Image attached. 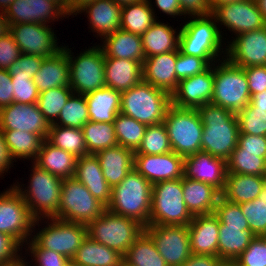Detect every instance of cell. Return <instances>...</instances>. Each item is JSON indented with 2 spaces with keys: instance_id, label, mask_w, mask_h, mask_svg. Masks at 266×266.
I'll return each instance as SVG.
<instances>
[{
  "instance_id": "obj_70",
  "label": "cell",
  "mask_w": 266,
  "mask_h": 266,
  "mask_svg": "<svg viewBox=\"0 0 266 266\" xmlns=\"http://www.w3.org/2000/svg\"><path fill=\"white\" fill-rule=\"evenodd\" d=\"M15 0H0V12H5V10L9 7L11 3Z\"/></svg>"
},
{
  "instance_id": "obj_9",
  "label": "cell",
  "mask_w": 266,
  "mask_h": 266,
  "mask_svg": "<svg viewBox=\"0 0 266 266\" xmlns=\"http://www.w3.org/2000/svg\"><path fill=\"white\" fill-rule=\"evenodd\" d=\"M163 123L172 151L183 157L201 151L203 124L197 109L170 105Z\"/></svg>"
},
{
  "instance_id": "obj_60",
  "label": "cell",
  "mask_w": 266,
  "mask_h": 266,
  "mask_svg": "<svg viewBox=\"0 0 266 266\" xmlns=\"http://www.w3.org/2000/svg\"><path fill=\"white\" fill-rule=\"evenodd\" d=\"M182 14L186 18L209 16L212 14L208 0H178Z\"/></svg>"
},
{
  "instance_id": "obj_11",
  "label": "cell",
  "mask_w": 266,
  "mask_h": 266,
  "mask_svg": "<svg viewBox=\"0 0 266 266\" xmlns=\"http://www.w3.org/2000/svg\"><path fill=\"white\" fill-rule=\"evenodd\" d=\"M70 63V87L73 93L86 95L105 87V55L99 44L93 45L76 57L71 48L64 45Z\"/></svg>"
},
{
  "instance_id": "obj_14",
  "label": "cell",
  "mask_w": 266,
  "mask_h": 266,
  "mask_svg": "<svg viewBox=\"0 0 266 266\" xmlns=\"http://www.w3.org/2000/svg\"><path fill=\"white\" fill-rule=\"evenodd\" d=\"M144 231L168 266H182L192 255L188 226L148 225Z\"/></svg>"
},
{
  "instance_id": "obj_42",
  "label": "cell",
  "mask_w": 266,
  "mask_h": 266,
  "mask_svg": "<svg viewBox=\"0 0 266 266\" xmlns=\"http://www.w3.org/2000/svg\"><path fill=\"white\" fill-rule=\"evenodd\" d=\"M82 130L88 154L118 145L114 123L88 121Z\"/></svg>"
},
{
  "instance_id": "obj_53",
  "label": "cell",
  "mask_w": 266,
  "mask_h": 266,
  "mask_svg": "<svg viewBox=\"0 0 266 266\" xmlns=\"http://www.w3.org/2000/svg\"><path fill=\"white\" fill-rule=\"evenodd\" d=\"M234 266H266V241L256 236L233 262Z\"/></svg>"
},
{
  "instance_id": "obj_47",
  "label": "cell",
  "mask_w": 266,
  "mask_h": 266,
  "mask_svg": "<svg viewBox=\"0 0 266 266\" xmlns=\"http://www.w3.org/2000/svg\"><path fill=\"white\" fill-rule=\"evenodd\" d=\"M171 151L167 129L162 122L147 126L141 144L134 154L159 155Z\"/></svg>"
},
{
  "instance_id": "obj_46",
  "label": "cell",
  "mask_w": 266,
  "mask_h": 266,
  "mask_svg": "<svg viewBox=\"0 0 266 266\" xmlns=\"http://www.w3.org/2000/svg\"><path fill=\"white\" fill-rule=\"evenodd\" d=\"M226 164L227 173L266 176V160L261 153L231 152Z\"/></svg>"
},
{
  "instance_id": "obj_3",
  "label": "cell",
  "mask_w": 266,
  "mask_h": 266,
  "mask_svg": "<svg viewBox=\"0 0 266 266\" xmlns=\"http://www.w3.org/2000/svg\"><path fill=\"white\" fill-rule=\"evenodd\" d=\"M31 168L27 187L19 182L13 183L12 186L24 198L36 219L54 218L59 211L63 179L40 168L34 162Z\"/></svg>"
},
{
  "instance_id": "obj_63",
  "label": "cell",
  "mask_w": 266,
  "mask_h": 266,
  "mask_svg": "<svg viewBox=\"0 0 266 266\" xmlns=\"http://www.w3.org/2000/svg\"><path fill=\"white\" fill-rule=\"evenodd\" d=\"M154 5L159 9L162 13L172 16L173 18L177 16H182L181 7L178 0H155Z\"/></svg>"
},
{
  "instance_id": "obj_24",
  "label": "cell",
  "mask_w": 266,
  "mask_h": 266,
  "mask_svg": "<svg viewBox=\"0 0 266 266\" xmlns=\"http://www.w3.org/2000/svg\"><path fill=\"white\" fill-rule=\"evenodd\" d=\"M176 61L177 51L145 58L142 64L143 81L171 95L179 82L176 77Z\"/></svg>"
},
{
  "instance_id": "obj_12",
  "label": "cell",
  "mask_w": 266,
  "mask_h": 266,
  "mask_svg": "<svg viewBox=\"0 0 266 266\" xmlns=\"http://www.w3.org/2000/svg\"><path fill=\"white\" fill-rule=\"evenodd\" d=\"M105 210L106 206L97 200L75 177L63 179L59 211L54 218L88 224Z\"/></svg>"
},
{
  "instance_id": "obj_59",
  "label": "cell",
  "mask_w": 266,
  "mask_h": 266,
  "mask_svg": "<svg viewBox=\"0 0 266 266\" xmlns=\"http://www.w3.org/2000/svg\"><path fill=\"white\" fill-rule=\"evenodd\" d=\"M251 97L266 91V65L244 68Z\"/></svg>"
},
{
  "instance_id": "obj_52",
  "label": "cell",
  "mask_w": 266,
  "mask_h": 266,
  "mask_svg": "<svg viewBox=\"0 0 266 266\" xmlns=\"http://www.w3.org/2000/svg\"><path fill=\"white\" fill-rule=\"evenodd\" d=\"M214 215L219 223L228 225V227H249L240 204L231 203L222 196L218 199Z\"/></svg>"
},
{
  "instance_id": "obj_35",
  "label": "cell",
  "mask_w": 266,
  "mask_h": 266,
  "mask_svg": "<svg viewBox=\"0 0 266 266\" xmlns=\"http://www.w3.org/2000/svg\"><path fill=\"white\" fill-rule=\"evenodd\" d=\"M266 184V176L227 173L222 197L235 204L253 201Z\"/></svg>"
},
{
  "instance_id": "obj_37",
  "label": "cell",
  "mask_w": 266,
  "mask_h": 266,
  "mask_svg": "<svg viewBox=\"0 0 266 266\" xmlns=\"http://www.w3.org/2000/svg\"><path fill=\"white\" fill-rule=\"evenodd\" d=\"M72 261L81 266H123V255L87 236Z\"/></svg>"
},
{
  "instance_id": "obj_49",
  "label": "cell",
  "mask_w": 266,
  "mask_h": 266,
  "mask_svg": "<svg viewBox=\"0 0 266 266\" xmlns=\"http://www.w3.org/2000/svg\"><path fill=\"white\" fill-rule=\"evenodd\" d=\"M239 130L242 134L266 136V112L247 105L237 114Z\"/></svg>"
},
{
  "instance_id": "obj_67",
  "label": "cell",
  "mask_w": 266,
  "mask_h": 266,
  "mask_svg": "<svg viewBox=\"0 0 266 266\" xmlns=\"http://www.w3.org/2000/svg\"><path fill=\"white\" fill-rule=\"evenodd\" d=\"M10 31L8 20L5 18L3 12H0V38L6 35Z\"/></svg>"
},
{
  "instance_id": "obj_36",
  "label": "cell",
  "mask_w": 266,
  "mask_h": 266,
  "mask_svg": "<svg viewBox=\"0 0 266 266\" xmlns=\"http://www.w3.org/2000/svg\"><path fill=\"white\" fill-rule=\"evenodd\" d=\"M256 237L250 227H228L219 223L218 258L234 262Z\"/></svg>"
},
{
  "instance_id": "obj_22",
  "label": "cell",
  "mask_w": 266,
  "mask_h": 266,
  "mask_svg": "<svg viewBox=\"0 0 266 266\" xmlns=\"http://www.w3.org/2000/svg\"><path fill=\"white\" fill-rule=\"evenodd\" d=\"M183 176L210 184L222 193L226 186V160L207 152L199 151L184 157Z\"/></svg>"
},
{
  "instance_id": "obj_4",
  "label": "cell",
  "mask_w": 266,
  "mask_h": 266,
  "mask_svg": "<svg viewBox=\"0 0 266 266\" xmlns=\"http://www.w3.org/2000/svg\"><path fill=\"white\" fill-rule=\"evenodd\" d=\"M188 18L190 20L180 27L179 51L203 59H224L226 48L222 43H225L215 17L210 14Z\"/></svg>"
},
{
  "instance_id": "obj_66",
  "label": "cell",
  "mask_w": 266,
  "mask_h": 266,
  "mask_svg": "<svg viewBox=\"0 0 266 266\" xmlns=\"http://www.w3.org/2000/svg\"><path fill=\"white\" fill-rule=\"evenodd\" d=\"M92 1L95 0H68V16H74L80 8Z\"/></svg>"
},
{
  "instance_id": "obj_39",
  "label": "cell",
  "mask_w": 266,
  "mask_h": 266,
  "mask_svg": "<svg viewBox=\"0 0 266 266\" xmlns=\"http://www.w3.org/2000/svg\"><path fill=\"white\" fill-rule=\"evenodd\" d=\"M123 266L168 265L159 254L152 238L143 231L123 255Z\"/></svg>"
},
{
  "instance_id": "obj_58",
  "label": "cell",
  "mask_w": 266,
  "mask_h": 266,
  "mask_svg": "<svg viewBox=\"0 0 266 266\" xmlns=\"http://www.w3.org/2000/svg\"><path fill=\"white\" fill-rule=\"evenodd\" d=\"M232 152L261 153L266 160V136L239 133L237 147Z\"/></svg>"
},
{
  "instance_id": "obj_27",
  "label": "cell",
  "mask_w": 266,
  "mask_h": 266,
  "mask_svg": "<svg viewBox=\"0 0 266 266\" xmlns=\"http://www.w3.org/2000/svg\"><path fill=\"white\" fill-rule=\"evenodd\" d=\"M70 63L62 48L55 55L45 57L39 71L32 78L39 93L57 87L70 86Z\"/></svg>"
},
{
  "instance_id": "obj_23",
  "label": "cell",
  "mask_w": 266,
  "mask_h": 266,
  "mask_svg": "<svg viewBox=\"0 0 266 266\" xmlns=\"http://www.w3.org/2000/svg\"><path fill=\"white\" fill-rule=\"evenodd\" d=\"M122 5L113 0H95L80 8L77 14L86 13L89 27L97 38L103 39L120 29Z\"/></svg>"
},
{
  "instance_id": "obj_26",
  "label": "cell",
  "mask_w": 266,
  "mask_h": 266,
  "mask_svg": "<svg viewBox=\"0 0 266 266\" xmlns=\"http://www.w3.org/2000/svg\"><path fill=\"white\" fill-rule=\"evenodd\" d=\"M74 177L107 207L111 199L112 187L105 180L95 154H88L77 159Z\"/></svg>"
},
{
  "instance_id": "obj_45",
  "label": "cell",
  "mask_w": 266,
  "mask_h": 266,
  "mask_svg": "<svg viewBox=\"0 0 266 266\" xmlns=\"http://www.w3.org/2000/svg\"><path fill=\"white\" fill-rule=\"evenodd\" d=\"M72 93L70 86L48 89L39 93L37 106L50 125L57 120L61 109Z\"/></svg>"
},
{
  "instance_id": "obj_1",
  "label": "cell",
  "mask_w": 266,
  "mask_h": 266,
  "mask_svg": "<svg viewBox=\"0 0 266 266\" xmlns=\"http://www.w3.org/2000/svg\"><path fill=\"white\" fill-rule=\"evenodd\" d=\"M197 110L203 124L201 151L227 160L238 143L237 115L212 103L204 104Z\"/></svg>"
},
{
  "instance_id": "obj_30",
  "label": "cell",
  "mask_w": 266,
  "mask_h": 266,
  "mask_svg": "<svg viewBox=\"0 0 266 266\" xmlns=\"http://www.w3.org/2000/svg\"><path fill=\"white\" fill-rule=\"evenodd\" d=\"M107 183L113 188L134 168V152L116 145L95 154Z\"/></svg>"
},
{
  "instance_id": "obj_18",
  "label": "cell",
  "mask_w": 266,
  "mask_h": 266,
  "mask_svg": "<svg viewBox=\"0 0 266 266\" xmlns=\"http://www.w3.org/2000/svg\"><path fill=\"white\" fill-rule=\"evenodd\" d=\"M49 122L40 112L37 103L22 104L13 102L0 109V130H20L38 134L47 139Z\"/></svg>"
},
{
  "instance_id": "obj_44",
  "label": "cell",
  "mask_w": 266,
  "mask_h": 266,
  "mask_svg": "<svg viewBox=\"0 0 266 266\" xmlns=\"http://www.w3.org/2000/svg\"><path fill=\"white\" fill-rule=\"evenodd\" d=\"M89 121L85 95L72 93L61 109L57 120L51 125L80 128Z\"/></svg>"
},
{
  "instance_id": "obj_50",
  "label": "cell",
  "mask_w": 266,
  "mask_h": 266,
  "mask_svg": "<svg viewBox=\"0 0 266 266\" xmlns=\"http://www.w3.org/2000/svg\"><path fill=\"white\" fill-rule=\"evenodd\" d=\"M24 247H26L25 252L27 251L26 253L29 256L31 255V258L33 257L32 260L34 259L35 261L33 266H66L70 262V259L66 256H63L55 251L42 249L32 238L25 244ZM25 260L26 256L21 258V265L31 266V264Z\"/></svg>"
},
{
  "instance_id": "obj_31",
  "label": "cell",
  "mask_w": 266,
  "mask_h": 266,
  "mask_svg": "<svg viewBox=\"0 0 266 266\" xmlns=\"http://www.w3.org/2000/svg\"><path fill=\"white\" fill-rule=\"evenodd\" d=\"M105 57L135 60L144 63L145 53L140 35L119 29L101 40Z\"/></svg>"
},
{
  "instance_id": "obj_29",
  "label": "cell",
  "mask_w": 266,
  "mask_h": 266,
  "mask_svg": "<svg viewBox=\"0 0 266 266\" xmlns=\"http://www.w3.org/2000/svg\"><path fill=\"white\" fill-rule=\"evenodd\" d=\"M105 84L123 92L143 80L142 63L135 60L105 57Z\"/></svg>"
},
{
  "instance_id": "obj_56",
  "label": "cell",
  "mask_w": 266,
  "mask_h": 266,
  "mask_svg": "<svg viewBox=\"0 0 266 266\" xmlns=\"http://www.w3.org/2000/svg\"><path fill=\"white\" fill-rule=\"evenodd\" d=\"M22 250L12 237L0 232V266H19L23 257Z\"/></svg>"
},
{
  "instance_id": "obj_20",
  "label": "cell",
  "mask_w": 266,
  "mask_h": 266,
  "mask_svg": "<svg viewBox=\"0 0 266 266\" xmlns=\"http://www.w3.org/2000/svg\"><path fill=\"white\" fill-rule=\"evenodd\" d=\"M214 64L204 72L179 80L171 94V104L179 108L198 109L211 103L213 97Z\"/></svg>"
},
{
  "instance_id": "obj_68",
  "label": "cell",
  "mask_w": 266,
  "mask_h": 266,
  "mask_svg": "<svg viewBox=\"0 0 266 266\" xmlns=\"http://www.w3.org/2000/svg\"><path fill=\"white\" fill-rule=\"evenodd\" d=\"M242 0H208L211 11H213L217 6L227 3L239 2Z\"/></svg>"
},
{
  "instance_id": "obj_21",
  "label": "cell",
  "mask_w": 266,
  "mask_h": 266,
  "mask_svg": "<svg viewBox=\"0 0 266 266\" xmlns=\"http://www.w3.org/2000/svg\"><path fill=\"white\" fill-rule=\"evenodd\" d=\"M134 169L152 185L183 177L184 157L174 151L159 154H134Z\"/></svg>"
},
{
  "instance_id": "obj_64",
  "label": "cell",
  "mask_w": 266,
  "mask_h": 266,
  "mask_svg": "<svg viewBox=\"0 0 266 266\" xmlns=\"http://www.w3.org/2000/svg\"><path fill=\"white\" fill-rule=\"evenodd\" d=\"M221 263L222 261L213 255L192 254L182 266H219Z\"/></svg>"
},
{
  "instance_id": "obj_73",
  "label": "cell",
  "mask_w": 266,
  "mask_h": 266,
  "mask_svg": "<svg viewBox=\"0 0 266 266\" xmlns=\"http://www.w3.org/2000/svg\"><path fill=\"white\" fill-rule=\"evenodd\" d=\"M219 266H234L233 262H222Z\"/></svg>"
},
{
  "instance_id": "obj_28",
  "label": "cell",
  "mask_w": 266,
  "mask_h": 266,
  "mask_svg": "<svg viewBox=\"0 0 266 266\" xmlns=\"http://www.w3.org/2000/svg\"><path fill=\"white\" fill-rule=\"evenodd\" d=\"M183 198L189 212L195 215L213 214L222 193L214 186L182 177Z\"/></svg>"
},
{
  "instance_id": "obj_8",
  "label": "cell",
  "mask_w": 266,
  "mask_h": 266,
  "mask_svg": "<svg viewBox=\"0 0 266 266\" xmlns=\"http://www.w3.org/2000/svg\"><path fill=\"white\" fill-rule=\"evenodd\" d=\"M143 231L144 226L138 221L114 214L107 209L87 224V236L122 255Z\"/></svg>"
},
{
  "instance_id": "obj_41",
  "label": "cell",
  "mask_w": 266,
  "mask_h": 266,
  "mask_svg": "<svg viewBox=\"0 0 266 266\" xmlns=\"http://www.w3.org/2000/svg\"><path fill=\"white\" fill-rule=\"evenodd\" d=\"M46 140L53 146L61 148L77 158L88 155L84 133L80 128L50 125Z\"/></svg>"
},
{
  "instance_id": "obj_62",
  "label": "cell",
  "mask_w": 266,
  "mask_h": 266,
  "mask_svg": "<svg viewBox=\"0 0 266 266\" xmlns=\"http://www.w3.org/2000/svg\"><path fill=\"white\" fill-rule=\"evenodd\" d=\"M14 159L11 157L8 146L5 142V137L2 130H0V177L6 172L8 173L9 168L13 167Z\"/></svg>"
},
{
  "instance_id": "obj_15",
  "label": "cell",
  "mask_w": 266,
  "mask_h": 266,
  "mask_svg": "<svg viewBox=\"0 0 266 266\" xmlns=\"http://www.w3.org/2000/svg\"><path fill=\"white\" fill-rule=\"evenodd\" d=\"M212 15L215 17L219 28H221L219 32L222 37L224 35L223 27H226L236 36L266 26L255 0H242L219 5L212 11ZM222 25L223 27H221Z\"/></svg>"
},
{
  "instance_id": "obj_57",
  "label": "cell",
  "mask_w": 266,
  "mask_h": 266,
  "mask_svg": "<svg viewBox=\"0 0 266 266\" xmlns=\"http://www.w3.org/2000/svg\"><path fill=\"white\" fill-rule=\"evenodd\" d=\"M21 54L10 32L0 38V69L8 70Z\"/></svg>"
},
{
  "instance_id": "obj_61",
  "label": "cell",
  "mask_w": 266,
  "mask_h": 266,
  "mask_svg": "<svg viewBox=\"0 0 266 266\" xmlns=\"http://www.w3.org/2000/svg\"><path fill=\"white\" fill-rule=\"evenodd\" d=\"M13 103V85L6 69H0V109Z\"/></svg>"
},
{
  "instance_id": "obj_51",
  "label": "cell",
  "mask_w": 266,
  "mask_h": 266,
  "mask_svg": "<svg viewBox=\"0 0 266 266\" xmlns=\"http://www.w3.org/2000/svg\"><path fill=\"white\" fill-rule=\"evenodd\" d=\"M219 60L222 59H203L197 56L185 55L178 50L175 64L176 77L181 80L200 74Z\"/></svg>"
},
{
  "instance_id": "obj_48",
  "label": "cell",
  "mask_w": 266,
  "mask_h": 266,
  "mask_svg": "<svg viewBox=\"0 0 266 266\" xmlns=\"http://www.w3.org/2000/svg\"><path fill=\"white\" fill-rule=\"evenodd\" d=\"M242 213L247 219L250 230L256 236L266 234V184L257 198L253 201L240 204Z\"/></svg>"
},
{
  "instance_id": "obj_74",
  "label": "cell",
  "mask_w": 266,
  "mask_h": 266,
  "mask_svg": "<svg viewBox=\"0 0 266 266\" xmlns=\"http://www.w3.org/2000/svg\"><path fill=\"white\" fill-rule=\"evenodd\" d=\"M66 266H81V265H77L72 260H70V262Z\"/></svg>"
},
{
  "instance_id": "obj_25",
  "label": "cell",
  "mask_w": 266,
  "mask_h": 266,
  "mask_svg": "<svg viewBox=\"0 0 266 266\" xmlns=\"http://www.w3.org/2000/svg\"><path fill=\"white\" fill-rule=\"evenodd\" d=\"M188 231L192 254L218 257L219 220L214 213L195 215L188 225Z\"/></svg>"
},
{
  "instance_id": "obj_38",
  "label": "cell",
  "mask_w": 266,
  "mask_h": 266,
  "mask_svg": "<svg viewBox=\"0 0 266 266\" xmlns=\"http://www.w3.org/2000/svg\"><path fill=\"white\" fill-rule=\"evenodd\" d=\"M152 4V0H142L122 5L120 29L142 36L158 20Z\"/></svg>"
},
{
  "instance_id": "obj_69",
  "label": "cell",
  "mask_w": 266,
  "mask_h": 266,
  "mask_svg": "<svg viewBox=\"0 0 266 266\" xmlns=\"http://www.w3.org/2000/svg\"><path fill=\"white\" fill-rule=\"evenodd\" d=\"M255 2L262 14L264 21L266 22V0H255Z\"/></svg>"
},
{
  "instance_id": "obj_16",
  "label": "cell",
  "mask_w": 266,
  "mask_h": 266,
  "mask_svg": "<svg viewBox=\"0 0 266 266\" xmlns=\"http://www.w3.org/2000/svg\"><path fill=\"white\" fill-rule=\"evenodd\" d=\"M21 53L50 57L59 52L63 45H59L58 39L52 27L47 24L22 23L10 25L9 31Z\"/></svg>"
},
{
  "instance_id": "obj_2",
  "label": "cell",
  "mask_w": 266,
  "mask_h": 266,
  "mask_svg": "<svg viewBox=\"0 0 266 266\" xmlns=\"http://www.w3.org/2000/svg\"><path fill=\"white\" fill-rule=\"evenodd\" d=\"M152 184L132 168L118 185L112 188L111 199L106 209L132 218L148 226L151 209Z\"/></svg>"
},
{
  "instance_id": "obj_71",
  "label": "cell",
  "mask_w": 266,
  "mask_h": 266,
  "mask_svg": "<svg viewBox=\"0 0 266 266\" xmlns=\"http://www.w3.org/2000/svg\"><path fill=\"white\" fill-rule=\"evenodd\" d=\"M56 1L68 14V0H54Z\"/></svg>"
},
{
  "instance_id": "obj_6",
  "label": "cell",
  "mask_w": 266,
  "mask_h": 266,
  "mask_svg": "<svg viewBox=\"0 0 266 266\" xmlns=\"http://www.w3.org/2000/svg\"><path fill=\"white\" fill-rule=\"evenodd\" d=\"M250 98L244 68L234 65L226 57L216 61L211 103L237 114L249 104Z\"/></svg>"
},
{
  "instance_id": "obj_5",
  "label": "cell",
  "mask_w": 266,
  "mask_h": 266,
  "mask_svg": "<svg viewBox=\"0 0 266 266\" xmlns=\"http://www.w3.org/2000/svg\"><path fill=\"white\" fill-rule=\"evenodd\" d=\"M170 105L169 93L143 80L121 92L120 112L147 126L162 123Z\"/></svg>"
},
{
  "instance_id": "obj_65",
  "label": "cell",
  "mask_w": 266,
  "mask_h": 266,
  "mask_svg": "<svg viewBox=\"0 0 266 266\" xmlns=\"http://www.w3.org/2000/svg\"><path fill=\"white\" fill-rule=\"evenodd\" d=\"M250 107H257L266 112V91L262 93H257L250 98L248 104Z\"/></svg>"
},
{
  "instance_id": "obj_32",
  "label": "cell",
  "mask_w": 266,
  "mask_h": 266,
  "mask_svg": "<svg viewBox=\"0 0 266 266\" xmlns=\"http://www.w3.org/2000/svg\"><path fill=\"white\" fill-rule=\"evenodd\" d=\"M89 121L114 123L120 113L121 92L111 87H102L85 95Z\"/></svg>"
},
{
  "instance_id": "obj_19",
  "label": "cell",
  "mask_w": 266,
  "mask_h": 266,
  "mask_svg": "<svg viewBox=\"0 0 266 266\" xmlns=\"http://www.w3.org/2000/svg\"><path fill=\"white\" fill-rule=\"evenodd\" d=\"M4 15L9 26L22 23L48 25L59 18H69L66 11L54 0H15L5 10Z\"/></svg>"
},
{
  "instance_id": "obj_33",
  "label": "cell",
  "mask_w": 266,
  "mask_h": 266,
  "mask_svg": "<svg viewBox=\"0 0 266 266\" xmlns=\"http://www.w3.org/2000/svg\"><path fill=\"white\" fill-rule=\"evenodd\" d=\"M77 159L73 154L53 146L44 139L34 163L52 175L66 179L74 177Z\"/></svg>"
},
{
  "instance_id": "obj_10",
  "label": "cell",
  "mask_w": 266,
  "mask_h": 266,
  "mask_svg": "<svg viewBox=\"0 0 266 266\" xmlns=\"http://www.w3.org/2000/svg\"><path fill=\"white\" fill-rule=\"evenodd\" d=\"M44 220V218L36 219L32 239L42 249L55 251L72 260L77 249L87 237V224L67 222L56 218ZM45 222L44 228L36 230V225L40 227L39 223L45 224Z\"/></svg>"
},
{
  "instance_id": "obj_17",
  "label": "cell",
  "mask_w": 266,
  "mask_h": 266,
  "mask_svg": "<svg viewBox=\"0 0 266 266\" xmlns=\"http://www.w3.org/2000/svg\"><path fill=\"white\" fill-rule=\"evenodd\" d=\"M227 41L226 58L239 67L266 65V26L232 37Z\"/></svg>"
},
{
  "instance_id": "obj_34",
  "label": "cell",
  "mask_w": 266,
  "mask_h": 266,
  "mask_svg": "<svg viewBox=\"0 0 266 266\" xmlns=\"http://www.w3.org/2000/svg\"><path fill=\"white\" fill-rule=\"evenodd\" d=\"M177 29H174L173 25H168V22L166 24L156 20L141 36L145 58L171 51H178L179 29L181 28Z\"/></svg>"
},
{
  "instance_id": "obj_55",
  "label": "cell",
  "mask_w": 266,
  "mask_h": 266,
  "mask_svg": "<svg viewBox=\"0 0 266 266\" xmlns=\"http://www.w3.org/2000/svg\"><path fill=\"white\" fill-rule=\"evenodd\" d=\"M43 61V57L22 53L8 69V73L11 77H30L32 79L39 71Z\"/></svg>"
},
{
  "instance_id": "obj_43",
  "label": "cell",
  "mask_w": 266,
  "mask_h": 266,
  "mask_svg": "<svg viewBox=\"0 0 266 266\" xmlns=\"http://www.w3.org/2000/svg\"><path fill=\"white\" fill-rule=\"evenodd\" d=\"M114 126L118 145L135 152L141 144L147 125L120 112L114 120Z\"/></svg>"
},
{
  "instance_id": "obj_72",
  "label": "cell",
  "mask_w": 266,
  "mask_h": 266,
  "mask_svg": "<svg viewBox=\"0 0 266 266\" xmlns=\"http://www.w3.org/2000/svg\"><path fill=\"white\" fill-rule=\"evenodd\" d=\"M113 1L116 2L117 4L125 5V4H130V3H137L142 0H113Z\"/></svg>"
},
{
  "instance_id": "obj_40",
  "label": "cell",
  "mask_w": 266,
  "mask_h": 266,
  "mask_svg": "<svg viewBox=\"0 0 266 266\" xmlns=\"http://www.w3.org/2000/svg\"><path fill=\"white\" fill-rule=\"evenodd\" d=\"M2 132L10 155L15 162L19 158L22 160L31 159V163L36 160L43 142L38 134L21 132L20 130H2Z\"/></svg>"
},
{
  "instance_id": "obj_54",
  "label": "cell",
  "mask_w": 266,
  "mask_h": 266,
  "mask_svg": "<svg viewBox=\"0 0 266 266\" xmlns=\"http://www.w3.org/2000/svg\"><path fill=\"white\" fill-rule=\"evenodd\" d=\"M13 102L22 104L37 103L39 91L30 77H11Z\"/></svg>"
},
{
  "instance_id": "obj_7",
  "label": "cell",
  "mask_w": 266,
  "mask_h": 266,
  "mask_svg": "<svg viewBox=\"0 0 266 266\" xmlns=\"http://www.w3.org/2000/svg\"><path fill=\"white\" fill-rule=\"evenodd\" d=\"M193 217L183 198L182 178L152 185L148 225L188 226Z\"/></svg>"
},
{
  "instance_id": "obj_13",
  "label": "cell",
  "mask_w": 266,
  "mask_h": 266,
  "mask_svg": "<svg viewBox=\"0 0 266 266\" xmlns=\"http://www.w3.org/2000/svg\"><path fill=\"white\" fill-rule=\"evenodd\" d=\"M35 221L24 198L12 185L0 193V232L12 237L23 248L32 238Z\"/></svg>"
}]
</instances>
